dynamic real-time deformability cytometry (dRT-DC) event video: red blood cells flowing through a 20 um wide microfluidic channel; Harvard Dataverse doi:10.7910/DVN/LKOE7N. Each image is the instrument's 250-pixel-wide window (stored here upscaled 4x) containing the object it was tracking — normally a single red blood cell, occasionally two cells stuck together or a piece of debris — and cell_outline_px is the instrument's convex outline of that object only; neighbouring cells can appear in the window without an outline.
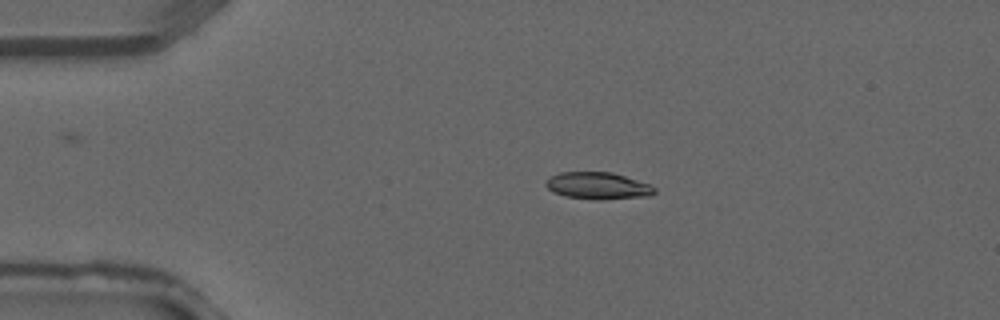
{"species": "common noctule bat (a hibernating species)", "species_latin": "Nyctalus noctula", "temperature_condition": "warm", "stored_images_in_passage": 2, "camera_frame_rate_fps": 3000, "um_per_image_px": 0.085, "animal": {"sex": "male", "forearm_length_mm": 52.5}, "frame": {"image": 1, "passage_image": 2, "time_ms": 0.333, "image_size_px": [1000, 320], "cell_outline_px": [[656, 192], [648, 196], [596, 200], [564, 196], [552, 192], [544, 184], [548, 176], [560, 172], [612, 172], [652, 184], [656, 188]], "centroid_in_image_um": [50.81, 15.78], "position_along_channel_um": 34.2, "area_um2": 17.34}}